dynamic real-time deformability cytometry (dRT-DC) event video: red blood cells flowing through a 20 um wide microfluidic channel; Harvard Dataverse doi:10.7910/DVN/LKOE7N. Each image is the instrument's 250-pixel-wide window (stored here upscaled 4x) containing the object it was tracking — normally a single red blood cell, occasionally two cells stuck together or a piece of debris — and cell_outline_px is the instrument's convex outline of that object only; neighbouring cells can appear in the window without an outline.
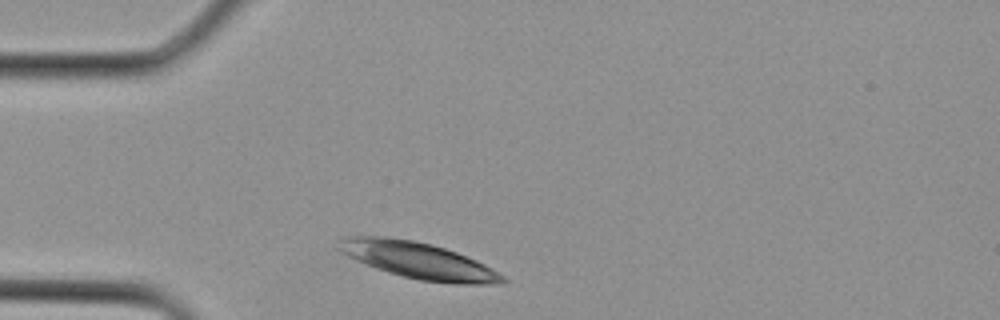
{"species": "Egyptian fruit bat (a non-hibernating species)", "species_latin": "Rousettus aegyptiacus", "temperature_condition": "cold", "stored_images_in_passage": 2, "camera_frame_rate_fps": 3000, "um_per_image_px": 0.085, "animal": {"sex": "female"}, "frame": {"image": 1, "passage_image": 2, "time_ms": 0.333, "image_size_px": [1000, 320], "cell_outline_px": [[508, 280], [500, 284], [452, 284], [420, 280], [388, 272], [376, 268], [356, 260], [340, 252], [336, 248], [336, 236], [384, 236], [412, 240], [432, 244], [456, 252], [476, 260], [492, 268], [504, 276]], "centroid_in_image_um": [35.5, 22.12], "position_along_channel_um": 49.5, "area_um2": 35.08}}